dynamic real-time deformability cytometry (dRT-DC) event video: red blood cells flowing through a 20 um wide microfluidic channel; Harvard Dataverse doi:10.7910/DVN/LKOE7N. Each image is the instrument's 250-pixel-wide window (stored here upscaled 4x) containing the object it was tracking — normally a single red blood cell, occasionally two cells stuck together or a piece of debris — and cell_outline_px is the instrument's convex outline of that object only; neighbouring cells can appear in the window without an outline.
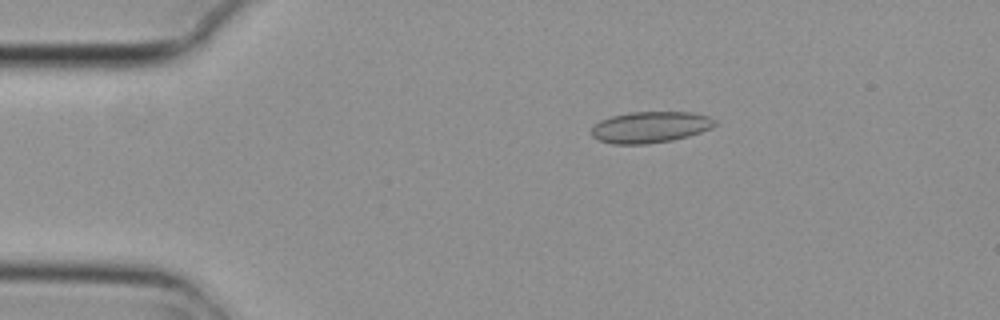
{"species": "common noctule bat (a hibernating species)", "species_latin": "Nyctalus noctula", "temperature_condition": "cold", "stored_images_in_passage": 7, "camera_frame_rate_fps": 3000, "um_per_image_px": 0.085, "animal": {"sex": "female", "body_mass_g": 29.2, "forearm_length_mm": 56.3}, "frame": {"image": 1, "passage_image": 3, "time_ms": 0.667, "image_size_px": [1000, 320], "cell_outline_px": [[716, 124], [712, 128], [688, 136], [672, 140], [648, 144], [612, 144], [600, 140], [592, 136], [592, 128], [600, 120], [612, 116], [632, 112], [692, 112], [708, 116], [716, 120]], "centroid_in_image_um": [55.29, 10.81], "position_along_channel_um": 29.7, "area_um2": 22.43}}
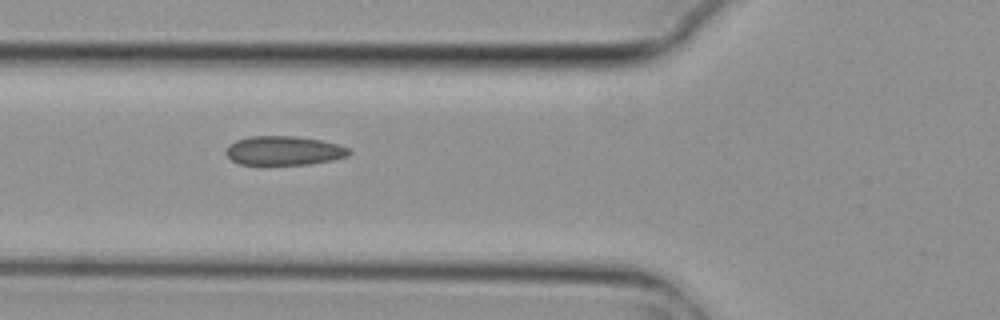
{"frame": {"image": 2, "passage_image": 6, "time_ms": 1.667, "image_size_px": [1000, 320], "cell_outline_px": [[352, 152], [348, 156], [332, 160], [312, 164], [264, 168], [240, 164], [232, 160], [224, 152], [228, 144], [236, 140], [248, 136], [292, 136], [320, 140], [336, 144], [348, 148]], "centroid_in_image_um": [24.06, 12.86], "position_along_channel_um": 101.7, "area_um2": 21.85}}
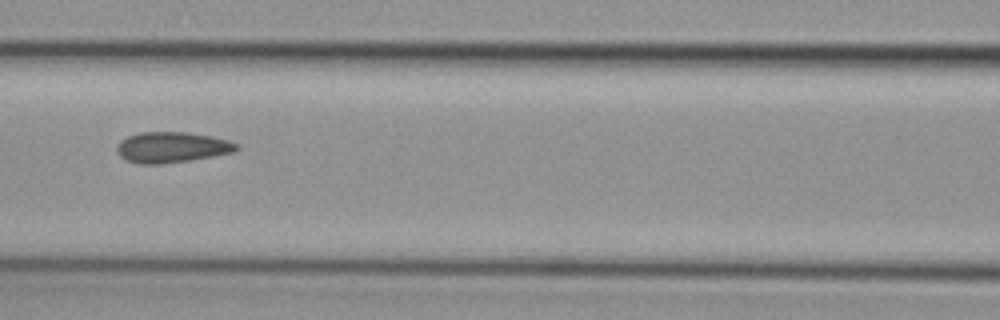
{"frame": {"image": 3, "passage_image": 7, "time_ms": 2.0, "image_size_px": [1000, 320], "cell_outline_px": [[240, 148], [232, 152], [192, 160], [164, 164], [136, 164], [124, 160], [116, 152], [116, 148], [120, 140], [128, 136], [140, 132], [188, 132], [212, 136], [228, 140], [240, 144]], "centroid_in_image_um": [14.58, 12.52], "position_along_channel_um": 152.0, "area_um2": 21.73}}